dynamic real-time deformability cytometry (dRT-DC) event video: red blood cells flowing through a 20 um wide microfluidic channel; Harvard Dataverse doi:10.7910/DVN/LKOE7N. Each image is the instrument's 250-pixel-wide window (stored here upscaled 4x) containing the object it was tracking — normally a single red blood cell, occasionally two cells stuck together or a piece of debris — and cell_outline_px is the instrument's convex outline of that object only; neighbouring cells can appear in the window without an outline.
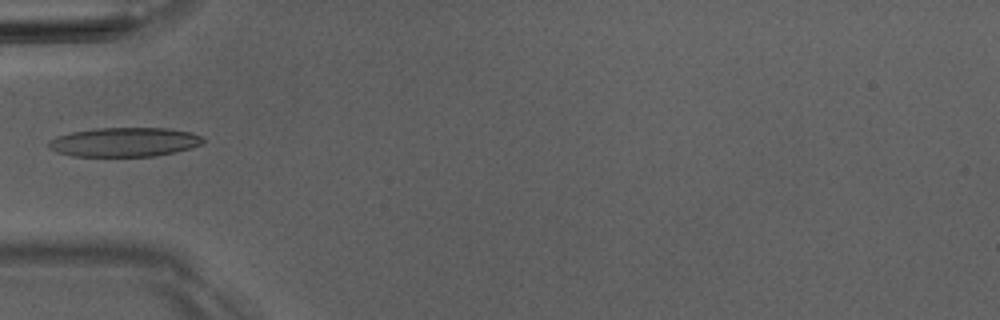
{"species": "Egyptian fruit bat (a non-hibernating species)", "species_latin": "Rousettus aegyptiacus", "temperature_condition": "room temperature", "stored_images_in_passage": 3, "camera_frame_rate_fps": 3000, "um_per_image_px": 0.085, "animal": {"sex": "male"}, "frame": {"image": 1, "passage_image": 3, "time_ms": 2.333, "image_size_px": [1000, 320], "cell_outline_px": [[204, 144], [192, 148], [176, 152], [156, 156], [72, 156], [56, 152], [48, 148], [48, 144], [56, 136], [72, 132], [96, 128], [168, 128], [192, 132], [200, 136], [204, 140]], "centroid_in_image_um": [10.61, 12.08], "position_along_channel_um": 74.4, "area_um2": 26.41}}